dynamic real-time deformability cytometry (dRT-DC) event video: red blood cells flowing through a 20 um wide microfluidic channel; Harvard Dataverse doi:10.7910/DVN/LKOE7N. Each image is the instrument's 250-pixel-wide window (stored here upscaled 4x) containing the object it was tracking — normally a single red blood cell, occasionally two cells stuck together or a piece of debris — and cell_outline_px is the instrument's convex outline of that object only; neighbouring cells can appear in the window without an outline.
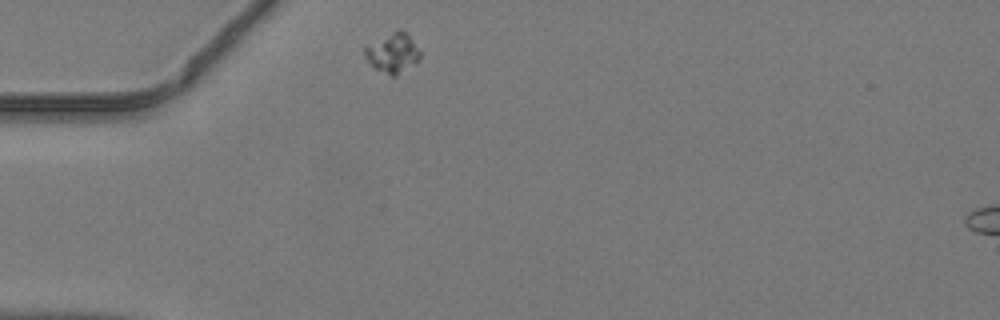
{"species": "common noctule bat (a hibernating species)", "species_latin": "Nyctalus noctula", "temperature_condition": "warm", "stored_images_in_passage": 32, "camera_frame_rate_fps": 3000, "um_per_image_px": 0.085, "animal": {"sex": "male", "body_mass_g": 19.2, "forearm_length_mm": 51.8}, "frame": {"image": 1, "passage_image": 1, "time_ms": 0.0, "image_size_px": [1000, 320], "cell_outline_px": [[420, 60], [396, 76], [392, 76], [372, 68], [364, 56], [364, 48], [392, 32], [400, 28], [408, 32], [420, 52]], "centroid_in_image_um": [33.39, 4.52], "position_along_channel_um": 51.6, "area_um2": 12.77}}
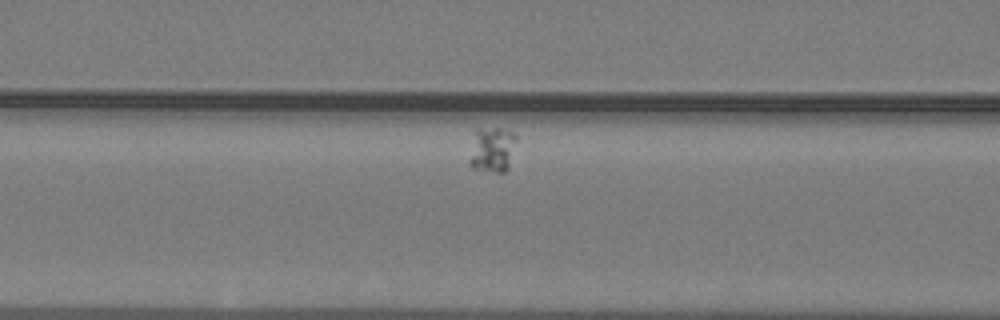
{"frame": {"image": 2, "passage_image": 9, "time_ms": 2.667, "image_size_px": [1000, 320], "cell_outline_px": [[516, 140], [508, 168], [504, 172], [496, 172], [472, 168], [468, 164], [468, 160], [476, 128], [500, 128], [516, 132]], "centroid_in_image_um": [41.82, 12.7], "position_along_channel_um": 124.8, "area_um2": 12.48}}
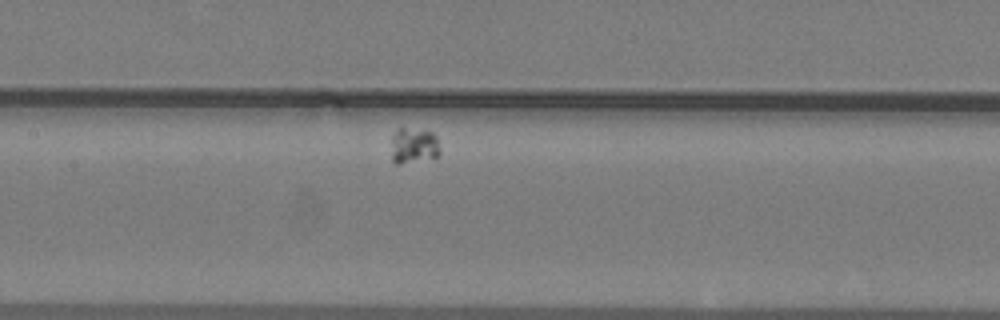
{"frame": {"image": 3, "passage_image": 13, "time_ms": 4.0, "image_size_px": [1000, 320], "cell_outline_px": [[440, 152], [436, 156], [400, 164], [396, 164], [392, 160], [392, 136], [396, 128], [404, 128], [432, 132], [436, 136], [440, 148]], "centroid_in_image_um": [35.14, 12.37], "position_along_channel_um": 172.3, "area_um2": 10.0}}